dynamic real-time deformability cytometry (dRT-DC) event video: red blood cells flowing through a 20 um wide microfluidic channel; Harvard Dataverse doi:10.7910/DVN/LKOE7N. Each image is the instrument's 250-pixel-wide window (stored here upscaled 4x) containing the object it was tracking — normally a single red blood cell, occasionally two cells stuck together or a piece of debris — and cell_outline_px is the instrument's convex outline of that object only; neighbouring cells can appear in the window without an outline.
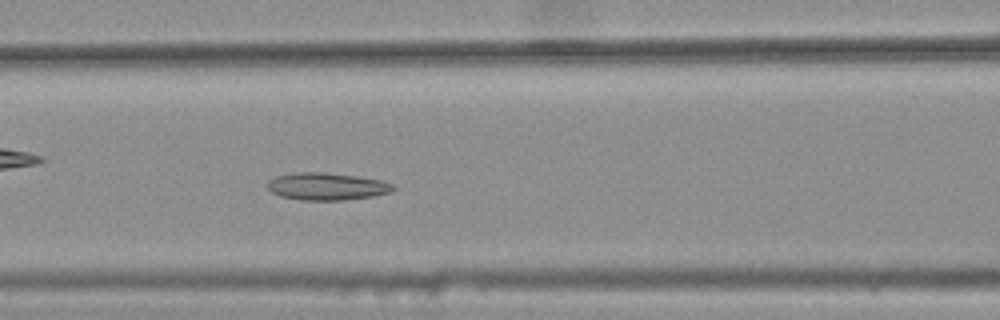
{"species": "common noctule bat (a hibernating species)", "species_latin": "Nyctalus noctula", "temperature_condition": "warm", "stored_images_in_passage": 47, "camera_frame_rate_fps": 3000, "um_per_image_px": 0.085, "animal": {"sex": "female", "body_mass_g": 25.1}, "frame": {"image": 1, "passage_image": 24, "time_ms": 7.667, "image_size_px": [1000, 320], "cell_outline_px": [[392, 188], [384, 192], [364, 196], [332, 200], [312, 200], [284, 196], [276, 192], [272, 188], [276, 180], [280, 176], [348, 176], [372, 180], [384, 184]], "centroid_in_image_um": [27.8, 15.92], "position_along_channel_um": 138.8, "area_um2": 16.13}}
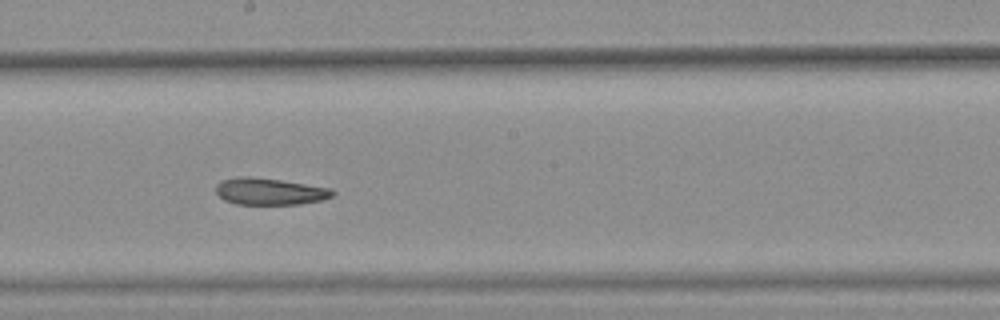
{"frame": {"image": 2, "passage_image": 31, "time_ms": 10.0, "image_size_px": [1000, 320], "cell_outline_px": [[332, 196], [316, 200], [292, 204], [240, 204], [228, 200], [220, 196], [216, 192], [216, 188], [224, 180], [276, 180], [324, 188], [332, 192]], "centroid_in_image_um": [22.91, 16.33], "position_along_channel_um": 225.3, "area_um2": 16.07}}
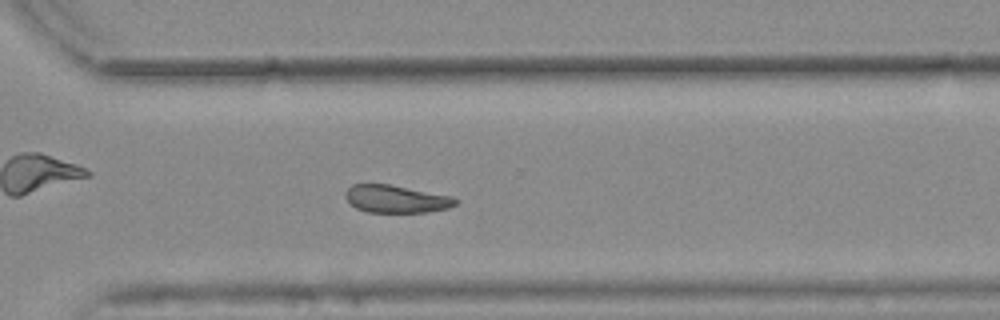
{"frame": {"image": 3, "passage_image": 40, "time_ms": 13.0, "image_size_px": [1000, 320], "cell_outline_px": [[456, 204], [444, 208], [420, 212], [372, 212], [360, 208], [352, 204], [348, 200], [348, 188], [356, 184], [384, 184], [444, 196], [456, 200]], "centroid_in_image_um": [33.6, 16.92], "position_along_channel_um": 337.0, "area_um2": 16.24}}